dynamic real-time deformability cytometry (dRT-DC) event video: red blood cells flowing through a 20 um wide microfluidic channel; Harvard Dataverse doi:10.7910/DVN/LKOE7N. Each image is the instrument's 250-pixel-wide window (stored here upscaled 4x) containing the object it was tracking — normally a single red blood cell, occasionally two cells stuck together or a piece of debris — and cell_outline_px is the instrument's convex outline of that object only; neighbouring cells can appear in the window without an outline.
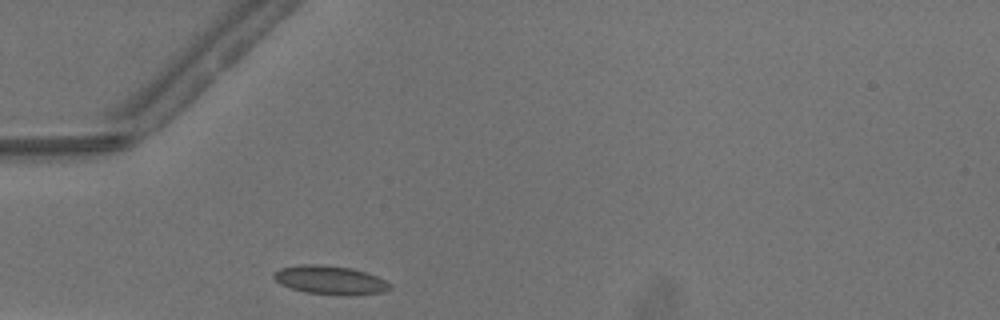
{"species": "common noctule bat (a hibernating species)", "species_latin": "Nyctalus noctula", "temperature_condition": "warm", "stored_images_in_passage": 30, "camera_frame_rate_fps": 3000, "um_per_image_px": 0.085, "animal": {"sex": "male", "body_mass_g": 13.3}, "frame": {"image": 1, "passage_image": 1, "time_ms": 0.0, "image_size_px": [1000, 320], "cell_outline_px": [[392, 288], [384, 292], [356, 296], [344, 296], [304, 292], [280, 284], [272, 276], [280, 268], [300, 264], [324, 264], [352, 268], [376, 276], [392, 284]], "centroid_in_image_um": [28.1, 23.82], "position_along_channel_um": 56.9, "area_um2": 19.71}}
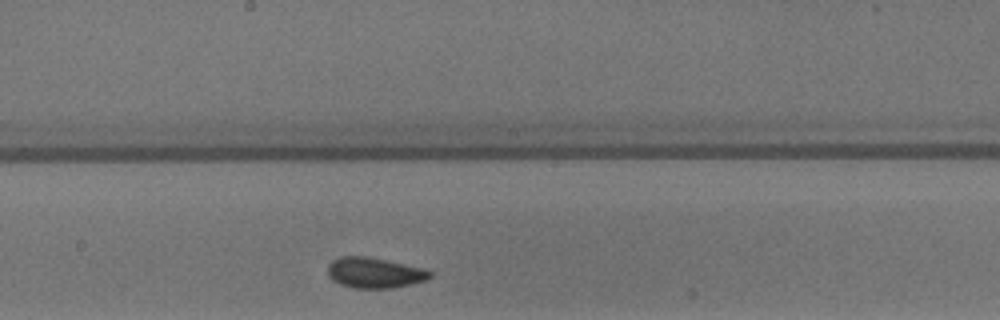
{"frame": {"image": 2, "passage_image": 13, "time_ms": 4.0, "image_size_px": [1000, 320], "cell_outline_px": [[432, 276], [428, 280], [412, 284], [392, 288], [352, 288], [340, 284], [332, 280], [328, 276], [328, 264], [332, 260], [340, 256], [364, 256], [428, 268], [432, 272]], "centroid_in_image_um": [31.87, 23.19], "position_along_channel_um": 216.3, "area_um2": 18.5}}
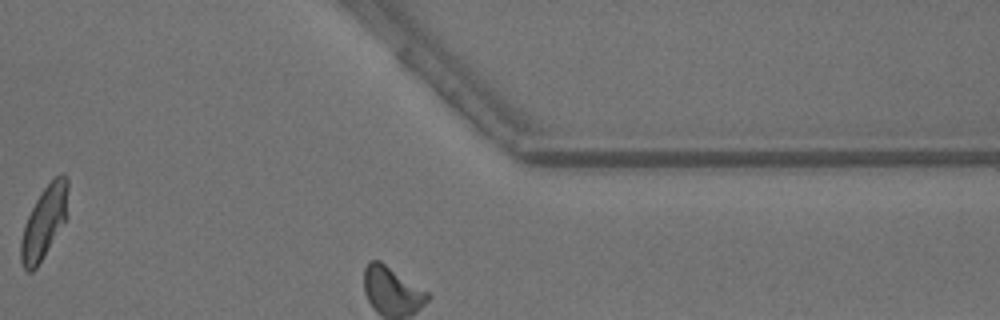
{"frame": {"image": 3, "passage_image": 25, "time_ms": 8.0, "image_size_px": [1000, 320], "cell_outline_px": [[68, 216], [36, 268], [32, 272], [28, 272], [24, 268], [20, 260], [20, 240], [28, 216], [36, 200], [44, 188], [60, 172], [68, 180]], "centroid_in_image_um": [3.77, 18.89], "position_along_channel_um": 407.6, "area_um2": 19.65}, "authors_computed_cell_mechanics": {"area_um2": 18.207, "velocity_mm_per_s": 4.1508, "shape_relaxation_time_tau1_ms": 3.4657, "shape_relaxation_time_tau2_ms": 0.965, "deformation_change_tau1": 0.1065, "deformation_change_tau2": 0.0671}}